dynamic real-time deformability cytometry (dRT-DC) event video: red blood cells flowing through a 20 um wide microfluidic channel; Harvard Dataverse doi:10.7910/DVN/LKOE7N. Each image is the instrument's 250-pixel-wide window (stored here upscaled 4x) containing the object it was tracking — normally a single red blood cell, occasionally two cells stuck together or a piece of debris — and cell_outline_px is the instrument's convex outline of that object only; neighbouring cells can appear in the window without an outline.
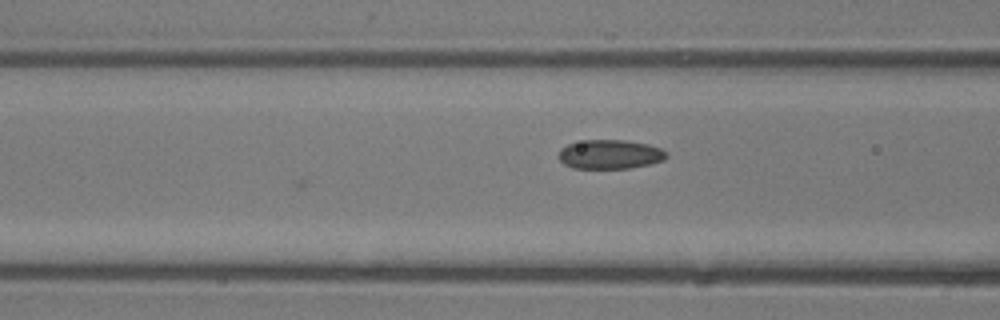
{"species": "common noctule bat (a hibernating species)", "species_latin": "Nyctalus noctula", "temperature_condition": "room temperature", "stored_images_in_passage": 6, "camera_frame_rate_fps": 3000, "um_per_image_px": 0.085, "animal": {"sex": "male", "body_mass_g": 13.3}, "frame": {"image": 1, "passage_image": 6, "time_ms": 1.667, "image_size_px": [1000, 320], "cell_outline_px": [[668, 156], [664, 160], [648, 164], [628, 168], [572, 168], [564, 164], [556, 156], [560, 148], [568, 144], [584, 140], [624, 140], [648, 144], [660, 148], [668, 152]], "centroid_in_image_um": [51.82, 13.11], "position_along_channel_um": 114.8, "area_um2": 18.44}}